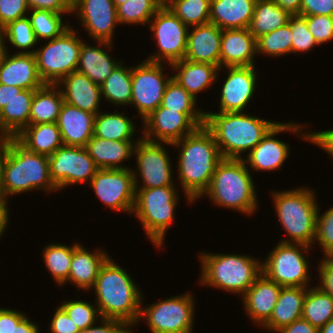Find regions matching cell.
<instances>
[{
  "label": "cell",
  "instance_id": "cell-7",
  "mask_svg": "<svg viewBox=\"0 0 333 333\" xmlns=\"http://www.w3.org/2000/svg\"><path fill=\"white\" fill-rule=\"evenodd\" d=\"M36 190H44L48 194L58 191L50 178L48 156L28 151L10 136L3 165L2 198L9 204L10 196Z\"/></svg>",
  "mask_w": 333,
  "mask_h": 333
},
{
  "label": "cell",
  "instance_id": "cell-36",
  "mask_svg": "<svg viewBox=\"0 0 333 333\" xmlns=\"http://www.w3.org/2000/svg\"><path fill=\"white\" fill-rule=\"evenodd\" d=\"M134 122L124 111L108 113L104 110L95 116L94 136L111 141H139L141 137L133 139L137 132Z\"/></svg>",
  "mask_w": 333,
  "mask_h": 333
},
{
  "label": "cell",
  "instance_id": "cell-31",
  "mask_svg": "<svg viewBox=\"0 0 333 333\" xmlns=\"http://www.w3.org/2000/svg\"><path fill=\"white\" fill-rule=\"evenodd\" d=\"M306 292L303 287H282L270 319L261 328L276 333L301 319Z\"/></svg>",
  "mask_w": 333,
  "mask_h": 333
},
{
  "label": "cell",
  "instance_id": "cell-63",
  "mask_svg": "<svg viewBox=\"0 0 333 333\" xmlns=\"http://www.w3.org/2000/svg\"><path fill=\"white\" fill-rule=\"evenodd\" d=\"M9 205L0 197V238H2L5 231H7V227L9 226V210L11 208L8 207Z\"/></svg>",
  "mask_w": 333,
  "mask_h": 333
},
{
  "label": "cell",
  "instance_id": "cell-68",
  "mask_svg": "<svg viewBox=\"0 0 333 333\" xmlns=\"http://www.w3.org/2000/svg\"><path fill=\"white\" fill-rule=\"evenodd\" d=\"M162 6H166L171 0H158Z\"/></svg>",
  "mask_w": 333,
  "mask_h": 333
},
{
  "label": "cell",
  "instance_id": "cell-20",
  "mask_svg": "<svg viewBox=\"0 0 333 333\" xmlns=\"http://www.w3.org/2000/svg\"><path fill=\"white\" fill-rule=\"evenodd\" d=\"M142 137L153 142L174 143L191 134L197 126L178 110L161 105L142 122Z\"/></svg>",
  "mask_w": 333,
  "mask_h": 333
},
{
  "label": "cell",
  "instance_id": "cell-44",
  "mask_svg": "<svg viewBox=\"0 0 333 333\" xmlns=\"http://www.w3.org/2000/svg\"><path fill=\"white\" fill-rule=\"evenodd\" d=\"M161 7L158 0H127L116 8L118 22L120 25H148Z\"/></svg>",
  "mask_w": 333,
  "mask_h": 333
},
{
  "label": "cell",
  "instance_id": "cell-4",
  "mask_svg": "<svg viewBox=\"0 0 333 333\" xmlns=\"http://www.w3.org/2000/svg\"><path fill=\"white\" fill-rule=\"evenodd\" d=\"M276 191H269V195L273 199L279 223L287 234V239L282 238L279 242L303 244L313 248L319 208L315 190L299 186L291 190Z\"/></svg>",
  "mask_w": 333,
  "mask_h": 333
},
{
  "label": "cell",
  "instance_id": "cell-61",
  "mask_svg": "<svg viewBox=\"0 0 333 333\" xmlns=\"http://www.w3.org/2000/svg\"><path fill=\"white\" fill-rule=\"evenodd\" d=\"M40 326L27 315L18 323L14 324L13 333H40Z\"/></svg>",
  "mask_w": 333,
  "mask_h": 333
},
{
  "label": "cell",
  "instance_id": "cell-18",
  "mask_svg": "<svg viewBox=\"0 0 333 333\" xmlns=\"http://www.w3.org/2000/svg\"><path fill=\"white\" fill-rule=\"evenodd\" d=\"M73 13L91 39L114 43L115 28L119 22L112 0H74Z\"/></svg>",
  "mask_w": 333,
  "mask_h": 333
},
{
  "label": "cell",
  "instance_id": "cell-2",
  "mask_svg": "<svg viewBox=\"0 0 333 333\" xmlns=\"http://www.w3.org/2000/svg\"><path fill=\"white\" fill-rule=\"evenodd\" d=\"M108 257L91 290L101 318L117 319L134 328L140 316L143 293L130 272ZM142 293V294H141Z\"/></svg>",
  "mask_w": 333,
  "mask_h": 333
},
{
  "label": "cell",
  "instance_id": "cell-29",
  "mask_svg": "<svg viewBox=\"0 0 333 333\" xmlns=\"http://www.w3.org/2000/svg\"><path fill=\"white\" fill-rule=\"evenodd\" d=\"M170 68L173 70L172 78L196 100L197 95L213 86L220 75V69L216 65L186 59L172 63Z\"/></svg>",
  "mask_w": 333,
  "mask_h": 333
},
{
  "label": "cell",
  "instance_id": "cell-60",
  "mask_svg": "<svg viewBox=\"0 0 333 333\" xmlns=\"http://www.w3.org/2000/svg\"><path fill=\"white\" fill-rule=\"evenodd\" d=\"M23 89L12 85L0 84V111Z\"/></svg>",
  "mask_w": 333,
  "mask_h": 333
},
{
  "label": "cell",
  "instance_id": "cell-19",
  "mask_svg": "<svg viewBox=\"0 0 333 333\" xmlns=\"http://www.w3.org/2000/svg\"><path fill=\"white\" fill-rule=\"evenodd\" d=\"M226 68V69H225ZM226 70L227 76L220 91V113L244 112L250 105L257 90L258 73L255 66H235L219 68Z\"/></svg>",
  "mask_w": 333,
  "mask_h": 333
},
{
  "label": "cell",
  "instance_id": "cell-55",
  "mask_svg": "<svg viewBox=\"0 0 333 333\" xmlns=\"http://www.w3.org/2000/svg\"><path fill=\"white\" fill-rule=\"evenodd\" d=\"M30 10H49L55 13L71 14L72 2L70 0H26Z\"/></svg>",
  "mask_w": 333,
  "mask_h": 333
},
{
  "label": "cell",
  "instance_id": "cell-27",
  "mask_svg": "<svg viewBox=\"0 0 333 333\" xmlns=\"http://www.w3.org/2000/svg\"><path fill=\"white\" fill-rule=\"evenodd\" d=\"M95 114L63 102L56 124L66 146L85 147L94 135Z\"/></svg>",
  "mask_w": 333,
  "mask_h": 333
},
{
  "label": "cell",
  "instance_id": "cell-57",
  "mask_svg": "<svg viewBox=\"0 0 333 333\" xmlns=\"http://www.w3.org/2000/svg\"><path fill=\"white\" fill-rule=\"evenodd\" d=\"M26 313L20 310L0 307V333H13L14 324H18Z\"/></svg>",
  "mask_w": 333,
  "mask_h": 333
},
{
  "label": "cell",
  "instance_id": "cell-64",
  "mask_svg": "<svg viewBox=\"0 0 333 333\" xmlns=\"http://www.w3.org/2000/svg\"><path fill=\"white\" fill-rule=\"evenodd\" d=\"M274 2L290 15H300L302 0H274Z\"/></svg>",
  "mask_w": 333,
  "mask_h": 333
},
{
  "label": "cell",
  "instance_id": "cell-59",
  "mask_svg": "<svg viewBox=\"0 0 333 333\" xmlns=\"http://www.w3.org/2000/svg\"><path fill=\"white\" fill-rule=\"evenodd\" d=\"M276 333H319V329L301 318L281 328Z\"/></svg>",
  "mask_w": 333,
  "mask_h": 333
},
{
  "label": "cell",
  "instance_id": "cell-10",
  "mask_svg": "<svg viewBox=\"0 0 333 333\" xmlns=\"http://www.w3.org/2000/svg\"><path fill=\"white\" fill-rule=\"evenodd\" d=\"M311 249L303 244L279 242L262 259V273L281 287H311V263L307 258Z\"/></svg>",
  "mask_w": 333,
  "mask_h": 333
},
{
  "label": "cell",
  "instance_id": "cell-38",
  "mask_svg": "<svg viewBox=\"0 0 333 333\" xmlns=\"http://www.w3.org/2000/svg\"><path fill=\"white\" fill-rule=\"evenodd\" d=\"M290 16L274 0H256L253 17L248 29L257 39L264 34L285 26Z\"/></svg>",
  "mask_w": 333,
  "mask_h": 333
},
{
  "label": "cell",
  "instance_id": "cell-3",
  "mask_svg": "<svg viewBox=\"0 0 333 333\" xmlns=\"http://www.w3.org/2000/svg\"><path fill=\"white\" fill-rule=\"evenodd\" d=\"M220 113L205 110L204 126L211 132L223 159H244L277 121L249 115V112Z\"/></svg>",
  "mask_w": 333,
  "mask_h": 333
},
{
  "label": "cell",
  "instance_id": "cell-28",
  "mask_svg": "<svg viewBox=\"0 0 333 333\" xmlns=\"http://www.w3.org/2000/svg\"><path fill=\"white\" fill-rule=\"evenodd\" d=\"M8 52L0 67V84L22 89H38L45 84L39 76L34 54Z\"/></svg>",
  "mask_w": 333,
  "mask_h": 333
},
{
  "label": "cell",
  "instance_id": "cell-32",
  "mask_svg": "<svg viewBox=\"0 0 333 333\" xmlns=\"http://www.w3.org/2000/svg\"><path fill=\"white\" fill-rule=\"evenodd\" d=\"M256 0H211L210 23L222 30L248 28Z\"/></svg>",
  "mask_w": 333,
  "mask_h": 333
},
{
  "label": "cell",
  "instance_id": "cell-24",
  "mask_svg": "<svg viewBox=\"0 0 333 333\" xmlns=\"http://www.w3.org/2000/svg\"><path fill=\"white\" fill-rule=\"evenodd\" d=\"M221 36L222 29L212 23L189 27L184 59L220 68Z\"/></svg>",
  "mask_w": 333,
  "mask_h": 333
},
{
  "label": "cell",
  "instance_id": "cell-48",
  "mask_svg": "<svg viewBox=\"0 0 333 333\" xmlns=\"http://www.w3.org/2000/svg\"><path fill=\"white\" fill-rule=\"evenodd\" d=\"M288 24L292 33L291 54L306 53L319 46L308 30L306 20L301 15H291Z\"/></svg>",
  "mask_w": 333,
  "mask_h": 333
},
{
  "label": "cell",
  "instance_id": "cell-17",
  "mask_svg": "<svg viewBox=\"0 0 333 333\" xmlns=\"http://www.w3.org/2000/svg\"><path fill=\"white\" fill-rule=\"evenodd\" d=\"M88 185L107 208L132 214L136 190L131 167L99 169Z\"/></svg>",
  "mask_w": 333,
  "mask_h": 333
},
{
  "label": "cell",
  "instance_id": "cell-5",
  "mask_svg": "<svg viewBox=\"0 0 333 333\" xmlns=\"http://www.w3.org/2000/svg\"><path fill=\"white\" fill-rule=\"evenodd\" d=\"M200 260L199 284L243 296L262 274V259L247 254L208 253L197 255Z\"/></svg>",
  "mask_w": 333,
  "mask_h": 333
},
{
  "label": "cell",
  "instance_id": "cell-52",
  "mask_svg": "<svg viewBox=\"0 0 333 333\" xmlns=\"http://www.w3.org/2000/svg\"><path fill=\"white\" fill-rule=\"evenodd\" d=\"M132 329L133 328H131V326H129L124 321L101 318L98 319V322H96L94 325L82 329L78 333H134V330Z\"/></svg>",
  "mask_w": 333,
  "mask_h": 333
},
{
  "label": "cell",
  "instance_id": "cell-58",
  "mask_svg": "<svg viewBox=\"0 0 333 333\" xmlns=\"http://www.w3.org/2000/svg\"><path fill=\"white\" fill-rule=\"evenodd\" d=\"M310 143L317 145L333 159V129L310 132Z\"/></svg>",
  "mask_w": 333,
  "mask_h": 333
},
{
  "label": "cell",
  "instance_id": "cell-14",
  "mask_svg": "<svg viewBox=\"0 0 333 333\" xmlns=\"http://www.w3.org/2000/svg\"><path fill=\"white\" fill-rule=\"evenodd\" d=\"M305 124H298V122H279L275 124L270 131L262 138L260 143L252 149L247 155L244 156V161L247 167L253 172H266L278 171L284 165L286 159L290 154V145L285 141H281L276 136L283 132L295 134L301 140L310 142V129L304 130ZM246 158V159H245Z\"/></svg>",
  "mask_w": 333,
  "mask_h": 333
},
{
  "label": "cell",
  "instance_id": "cell-33",
  "mask_svg": "<svg viewBox=\"0 0 333 333\" xmlns=\"http://www.w3.org/2000/svg\"><path fill=\"white\" fill-rule=\"evenodd\" d=\"M15 139L28 151L46 156L64 145L56 123L28 125Z\"/></svg>",
  "mask_w": 333,
  "mask_h": 333
},
{
  "label": "cell",
  "instance_id": "cell-42",
  "mask_svg": "<svg viewBox=\"0 0 333 333\" xmlns=\"http://www.w3.org/2000/svg\"><path fill=\"white\" fill-rule=\"evenodd\" d=\"M30 14V15H29ZM65 14L49 10L33 9L28 12V18L38 42L52 40L60 36L71 25L63 21Z\"/></svg>",
  "mask_w": 333,
  "mask_h": 333
},
{
  "label": "cell",
  "instance_id": "cell-39",
  "mask_svg": "<svg viewBox=\"0 0 333 333\" xmlns=\"http://www.w3.org/2000/svg\"><path fill=\"white\" fill-rule=\"evenodd\" d=\"M197 101L176 80L171 78L165 88L161 106L184 113L197 127H200L205 122V111L198 107Z\"/></svg>",
  "mask_w": 333,
  "mask_h": 333
},
{
  "label": "cell",
  "instance_id": "cell-15",
  "mask_svg": "<svg viewBox=\"0 0 333 333\" xmlns=\"http://www.w3.org/2000/svg\"><path fill=\"white\" fill-rule=\"evenodd\" d=\"M165 63L143 60L132 66L131 107H135L141 122L157 109L164 96L165 88L172 78L166 74ZM170 75V77H169ZM133 105V106H132Z\"/></svg>",
  "mask_w": 333,
  "mask_h": 333
},
{
  "label": "cell",
  "instance_id": "cell-51",
  "mask_svg": "<svg viewBox=\"0 0 333 333\" xmlns=\"http://www.w3.org/2000/svg\"><path fill=\"white\" fill-rule=\"evenodd\" d=\"M29 11L26 0H0V30L9 22L26 17Z\"/></svg>",
  "mask_w": 333,
  "mask_h": 333
},
{
  "label": "cell",
  "instance_id": "cell-45",
  "mask_svg": "<svg viewBox=\"0 0 333 333\" xmlns=\"http://www.w3.org/2000/svg\"><path fill=\"white\" fill-rule=\"evenodd\" d=\"M1 30L5 40H7L6 44L10 43L15 47L14 49H19V51L14 53L34 54L36 50L34 49L35 45H38L39 42L35 37L28 16L9 22Z\"/></svg>",
  "mask_w": 333,
  "mask_h": 333
},
{
  "label": "cell",
  "instance_id": "cell-43",
  "mask_svg": "<svg viewBox=\"0 0 333 333\" xmlns=\"http://www.w3.org/2000/svg\"><path fill=\"white\" fill-rule=\"evenodd\" d=\"M166 6L188 27L210 23L211 0H171Z\"/></svg>",
  "mask_w": 333,
  "mask_h": 333
},
{
  "label": "cell",
  "instance_id": "cell-30",
  "mask_svg": "<svg viewBox=\"0 0 333 333\" xmlns=\"http://www.w3.org/2000/svg\"><path fill=\"white\" fill-rule=\"evenodd\" d=\"M137 142L111 141L93 135L85 149L99 169H125L129 166H125L122 162L132 159Z\"/></svg>",
  "mask_w": 333,
  "mask_h": 333
},
{
  "label": "cell",
  "instance_id": "cell-41",
  "mask_svg": "<svg viewBox=\"0 0 333 333\" xmlns=\"http://www.w3.org/2000/svg\"><path fill=\"white\" fill-rule=\"evenodd\" d=\"M45 246L42 252L44 265L51 273L53 281L59 287L65 286L71 267L73 244L69 246L63 243H49Z\"/></svg>",
  "mask_w": 333,
  "mask_h": 333
},
{
  "label": "cell",
  "instance_id": "cell-62",
  "mask_svg": "<svg viewBox=\"0 0 333 333\" xmlns=\"http://www.w3.org/2000/svg\"><path fill=\"white\" fill-rule=\"evenodd\" d=\"M10 146V136H0V197L2 198L3 165Z\"/></svg>",
  "mask_w": 333,
  "mask_h": 333
},
{
  "label": "cell",
  "instance_id": "cell-56",
  "mask_svg": "<svg viewBox=\"0 0 333 333\" xmlns=\"http://www.w3.org/2000/svg\"><path fill=\"white\" fill-rule=\"evenodd\" d=\"M301 16L326 15L333 16V0H302Z\"/></svg>",
  "mask_w": 333,
  "mask_h": 333
},
{
  "label": "cell",
  "instance_id": "cell-34",
  "mask_svg": "<svg viewBox=\"0 0 333 333\" xmlns=\"http://www.w3.org/2000/svg\"><path fill=\"white\" fill-rule=\"evenodd\" d=\"M36 89H23L0 111V136L16 137L29 125V115Z\"/></svg>",
  "mask_w": 333,
  "mask_h": 333
},
{
  "label": "cell",
  "instance_id": "cell-8",
  "mask_svg": "<svg viewBox=\"0 0 333 333\" xmlns=\"http://www.w3.org/2000/svg\"><path fill=\"white\" fill-rule=\"evenodd\" d=\"M177 186L135 189L132 215L137 218L154 248L163 249L169 227L175 221L180 195ZM178 190V191H177Z\"/></svg>",
  "mask_w": 333,
  "mask_h": 333
},
{
  "label": "cell",
  "instance_id": "cell-23",
  "mask_svg": "<svg viewBox=\"0 0 333 333\" xmlns=\"http://www.w3.org/2000/svg\"><path fill=\"white\" fill-rule=\"evenodd\" d=\"M57 85L62 92L64 102L95 115L102 109L100 86L87 75L73 71Z\"/></svg>",
  "mask_w": 333,
  "mask_h": 333
},
{
  "label": "cell",
  "instance_id": "cell-53",
  "mask_svg": "<svg viewBox=\"0 0 333 333\" xmlns=\"http://www.w3.org/2000/svg\"><path fill=\"white\" fill-rule=\"evenodd\" d=\"M54 311L48 328L50 333H78L80 331L60 305Z\"/></svg>",
  "mask_w": 333,
  "mask_h": 333
},
{
  "label": "cell",
  "instance_id": "cell-16",
  "mask_svg": "<svg viewBox=\"0 0 333 333\" xmlns=\"http://www.w3.org/2000/svg\"><path fill=\"white\" fill-rule=\"evenodd\" d=\"M48 159L50 178L59 191L74 184L88 185L99 170L85 147L63 145Z\"/></svg>",
  "mask_w": 333,
  "mask_h": 333
},
{
  "label": "cell",
  "instance_id": "cell-13",
  "mask_svg": "<svg viewBox=\"0 0 333 333\" xmlns=\"http://www.w3.org/2000/svg\"><path fill=\"white\" fill-rule=\"evenodd\" d=\"M151 38L156 40L157 52L148 55L151 62L172 63L184 59L187 50L189 27L175 16L167 6H162L150 20Z\"/></svg>",
  "mask_w": 333,
  "mask_h": 333
},
{
  "label": "cell",
  "instance_id": "cell-26",
  "mask_svg": "<svg viewBox=\"0 0 333 333\" xmlns=\"http://www.w3.org/2000/svg\"><path fill=\"white\" fill-rule=\"evenodd\" d=\"M91 251L81 243L75 242L73 244V256L66 284L76 285L77 293L79 289L91 292L100 267L110 255L99 247Z\"/></svg>",
  "mask_w": 333,
  "mask_h": 333
},
{
  "label": "cell",
  "instance_id": "cell-22",
  "mask_svg": "<svg viewBox=\"0 0 333 333\" xmlns=\"http://www.w3.org/2000/svg\"><path fill=\"white\" fill-rule=\"evenodd\" d=\"M256 38L248 28L222 30L220 43V68L255 66Z\"/></svg>",
  "mask_w": 333,
  "mask_h": 333
},
{
  "label": "cell",
  "instance_id": "cell-1",
  "mask_svg": "<svg viewBox=\"0 0 333 333\" xmlns=\"http://www.w3.org/2000/svg\"><path fill=\"white\" fill-rule=\"evenodd\" d=\"M171 146L179 149L176 168L183 198L189 205L196 203L208 190L216 167L223 160L219 147L204 125Z\"/></svg>",
  "mask_w": 333,
  "mask_h": 333
},
{
  "label": "cell",
  "instance_id": "cell-67",
  "mask_svg": "<svg viewBox=\"0 0 333 333\" xmlns=\"http://www.w3.org/2000/svg\"><path fill=\"white\" fill-rule=\"evenodd\" d=\"M115 4L116 8L122 4H124L127 0H112Z\"/></svg>",
  "mask_w": 333,
  "mask_h": 333
},
{
  "label": "cell",
  "instance_id": "cell-65",
  "mask_svg": "<svg viewBox=\"0 0 333 333\" xmlns=\"http://www.w3.org/2000/svg\"><path fill=\"white\" fill-rule=\"evenodd\" d=\"M6 44V40L2 30H0V67L6 54L8 53L9 47Z\"/></svg>",
  "mask_w": 333,
  "mask_h": 333
},
{
  "label": "cell",
  "instance_id": "cell-11",
  "mask_svg": "<svg viewBox=\"0 0 333 333\" xmlns=\"http://www.w3.org/2000/svg\"><path fill=\"white\" fill-rule=\"evenodd\" d=\"M193 296L187 291L149 305L142 297L138 323L145 320L151 333H192L197 304Z\"/></svg>",
  "mask_w": 333,
  "mask_h": 333
},
{
  "label": "cell",
  "instance_id": "cell-46",
  "mask_svg": "<svg viewBox=\"0 0 333 333\" xmlns=\"http://www.w3.org/2000/svg\"><path fill=\"white\" fill-rule=\"evenodd\" d=\"M257 55L267 57H282L291 54L292 33L290 25L280 27L270 33L264 34L256 39Z\"/></svg>",
  "mask_w": 333,
  "mask_h": 333
},
{
  "label": "cell",
  "instance_id": "cell-21",
  "mask_svg": "<svg viewBox=\"0 0 333 333\" xmlns=\"http://www.w3.org/2000/svg\"><path fill=\"white\" fill-rule=\"evenodd\" d=\"M281 288L262 273L241 297L243 309L254 325L261 328L270 319Z\"/></svg>",
  "mask_w": 333,
  "mask_h": 333
},
{
  "label": "cell",
  "instance_id": "cell-54",
  "mask_svg": "<svg viewBox=\"0 0 333 333\" xmlns=\"http://www.w3.org/2000/svg\"><path fill=\"white\" fill-rule=\"evenodd\" d=\"M317 271L319 287L333 298V257L320 258Z\"/></svg>",
  "mask_w": 333,
  "mask_h": 333
},
{
  "label": "cell",
  "instance_id": "cell-6",
  "mask_svg": "<svg viewBox=\"0 0 333 333\" xmlns=\"http://www.w3.org/2000/svg\"><path fill=\"white\" fill-rule=\"evenodd\" d=\"M252 174L243 159H223L217 165L210 186L201 199L207 196L216 206L236 210L248 217L254 216L260 208V200Z\"/></svg>",
  "mask_w": 333,
  "mask_h": 333
},
{
  "label": "cell",
  "instance_id": "cell-9",
  "mask_svg": "<svg viewBox=\"0 0 333 333\" xmlns=\"http://www.w3.org/2000/svg\"><path fill=\"white\" fill-rule=\"evenodd\" d=\"M71 25L60 36L46 40L34 52L37 70L45 84H58L66 75L76 71L82 42L76 28Z\"/></svg>",
  "mask_w": 333,
  "mask_h": 333
},
{
  "label": "cell",
  "instance_id": "cell-66",
  "mask_svg": "<svg viewBox=\"0 0 333 333\" xmlns=\"http://www.w3.org/2000/svg\"><path fill=\"white\" fill-rule=\"evenodd\" d=\"M319 333H333V319L328 321L323 327L319 328Z\"/></svg>",
  "mask_w": 333,
  "mask_h": 333
},
{
  "label": "cell",
  "instance_id": "cell-37",
  "mask_svg": "<svg viewBox=\"0 0 333 333\" xmlns=\"http://www.w3.org/2000/svg\"><path fill=\"white\" fill-rule=\"evenodd\" d=\"M122 61L100 85L101 98L111 106H128L132 98V67ZM113 104V105H112Z\"/></svg>",
  "mask_w": 333,
  "mask_h": 333
},
{
  "label": "cell",
  "instance_id": "cell-40",
  "mask_svg": "<svg viewBox=\"0 0 333 333\" xmlns=\"http://www.w3.org/2000/svg\"><path fill=\"white\" fill-rule=\"evenodd\" d=\"M302 319L318 329L333 319V298L317 283L307 288Z\"/></svg>",
  "mask_w": 333,
  "mask_h": 333
},
{
  "label": "cell",
  "instance_id": "cell-47",
  "mask_svg": "<svg viewBox=\"0 0 333 333\" xmlns=\"http://www.w3.org/2000/svg\"><path fill=\"white\" fill-rule=\"evenodd\" d=\"M93 303L81 299L76 300L75 298L67 300L66 298L60 306L66 311L74 324L82 330L94 325L98 322L97 319H101L97 305L95 302Z\"/></svg>",
  "mask_w": 333,
  "mask_h": 333
},
{
  "label": "cell",
  "instance_id": "cell-35",
  "mask_svg": "<svg viewBox=\"0 0 333 333\" xmlns=\"http://www.w3.org/2000/svg\"><path fill=\"white\" fill-rule=\"evenodd\" d=\"M63 95L57 84H44L35 90L29 115V125L56 123Z\"/></svg>",
  "mask_w": 333,
  "mask_h": 333
},
{
  "label": "cell",
  "instance_id": "cell-12",
  "mask_svg": "<svg viewBox=\"0 0 333 333\" xmlns=\"http://www.w3.org/2000/svg\"><path fill=\"white\" fill-rule=\"evenodd\" d=\"M164 145L171 144L149 141L142 136L135 144L133 158L137 168L132 169L135 189L176 186L172 159Z\"/></svg>",
  "mask_w": 333,
  "mask_h": 333
},
{
  "label": "cell",
  "instance_id": "cell-50",
  "mask_svg": "<svg viewBox=\"0 0 333 333\" xmlns=\"http://www.w3.org/2000/svg\"><path fill=\"white\" fill-rule=\"evenodd\" d=\"M306 20L308 30L314 36L318 45L333 40V16L312 15L303 16Z\"/></svg>",
  "mask_w": 333,
  "mask_h": 333
},
{
  "label": "cell",
  "instance_id": "cell-25",
  "mask_svg": "<svg viewBox=\"0 0 333 333\" xmlns=\"http://www.w3.org/2000/svg\"><path fill=\"white\" fill-rule=\"evenodd\" d=\"M95 44V46L92 43L90 45L87 40L82 42L76 71L87 75L100 86L123 60L117 61L109 55V50L113 49V43L95 41Z\"/></svg>",
  "mask_w": 333,
  "mask_h": 333
},
{
  "label": "cell",
  "instance_id": "cell-49",
  "mask_svg": "<svg viewBox=\"0 0 333 333\" xmlns=\"http://www.w3.org/2000/svg\"><path fill=\"white\" fill-rule=\"evenodd\" d=\"M320 211L318 208L315 244L321 245L324 257H333V207Z\"/></svg>",
  "mask_w": 333,
  "mask_h": 333
}]
</instances>
